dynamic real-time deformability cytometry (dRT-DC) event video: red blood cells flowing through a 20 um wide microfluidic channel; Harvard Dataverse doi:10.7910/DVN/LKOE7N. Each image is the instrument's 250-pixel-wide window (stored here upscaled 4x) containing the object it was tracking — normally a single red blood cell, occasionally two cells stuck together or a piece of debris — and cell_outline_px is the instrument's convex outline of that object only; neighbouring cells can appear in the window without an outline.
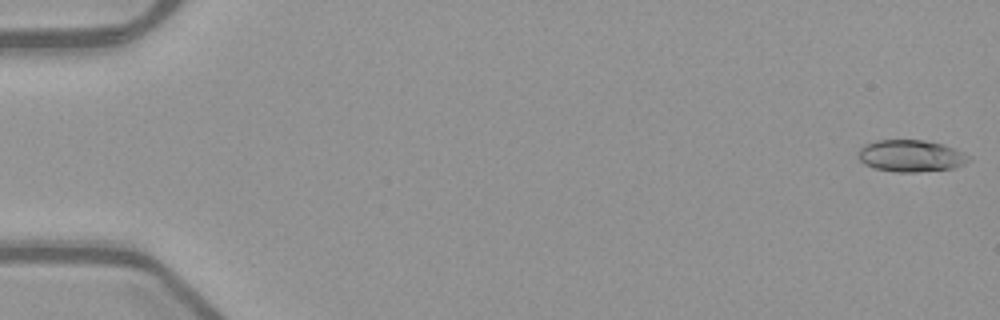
{"species": "common noctule bat (a hibernating species)", "species_latin": "Nyctalus noctula", "temperature_condition": "warm", "stored_images_in_passage": 53, "segment_of_instrument_passage": [1, 2], "camera_frame_rate_fps": 3000, "um_per_image_px": 0.085, "animal": {"sex": "female", "body_mass_g": 21.9}, "frame": {"image": 1, "passage_image": 1, "time_ms": 0.0, "image_size_px": [1000, 320], "cell_outline_px": [[972, 160], [964, 164], [952, 168], [916, 172], [896, 172], [876, 168], [864, 164], [856, 156], [860, 148], [864, 144], [876, 140], [924, 140], [944, 144], [956, 148], [972, 156]], "centroid_in_image_um": [77.45, 13.24], "position_along_channel_um": 7.5, "area_um2": 20.81}}
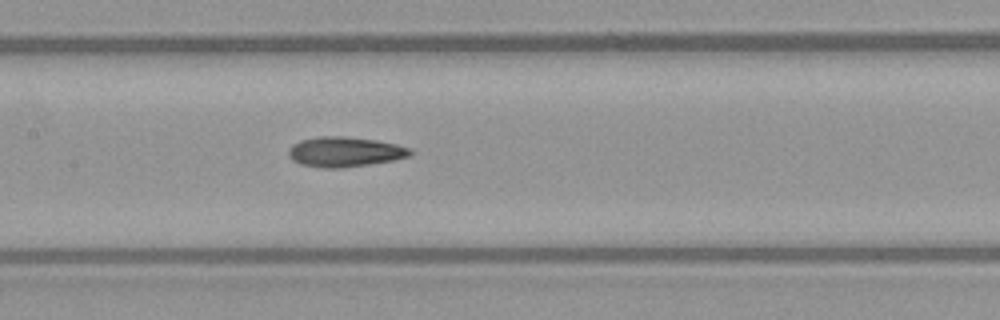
{"frame": {"image": 2, "passage_image": 26, "time_ms": 8.333, "image_size_px": [1000, 320], "cell_outline_px": [[412, 152], [408, 156], [392, 160], [368, 164], [340, 168], [320, 168], [300, 164], [292, 160], [288, 156], [288, 148], [292, 144], [300, 140], [320, 136], [344, 136], [376, 140], [396, 144], [412, 148]], "centroid_in_image_um": [29.26, 12.9], "position_along_channel_um": 178.1, "area_um2": 21.33}}
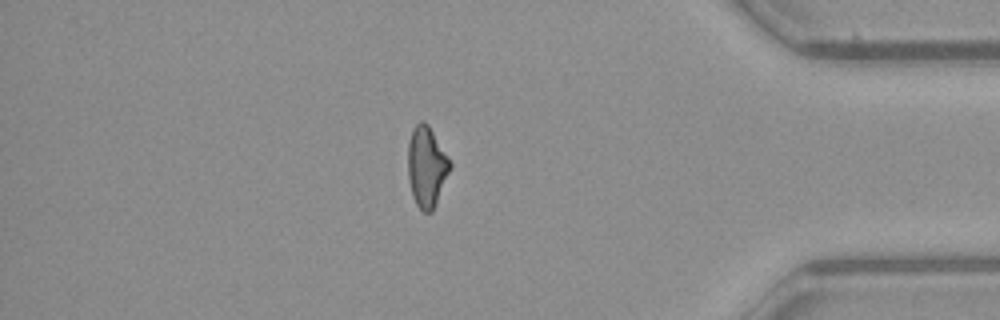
{"frame": {"image": 3, "passage_image": 45, "time_ms": 14.667, "image_size_px": [1000, 320], "cell_outline_px": [[452, 168], [432, 212], [424, 212], [416, 204], [412, 196], [408, 180], [408, 144], [412, 128], [420, 120], [424, 120], [428, 124], [452, 164]], "centroid_in_image_um": [36.26, 14.17], "position_along_channel_um": 398.9, "area_um2": 19.88}}